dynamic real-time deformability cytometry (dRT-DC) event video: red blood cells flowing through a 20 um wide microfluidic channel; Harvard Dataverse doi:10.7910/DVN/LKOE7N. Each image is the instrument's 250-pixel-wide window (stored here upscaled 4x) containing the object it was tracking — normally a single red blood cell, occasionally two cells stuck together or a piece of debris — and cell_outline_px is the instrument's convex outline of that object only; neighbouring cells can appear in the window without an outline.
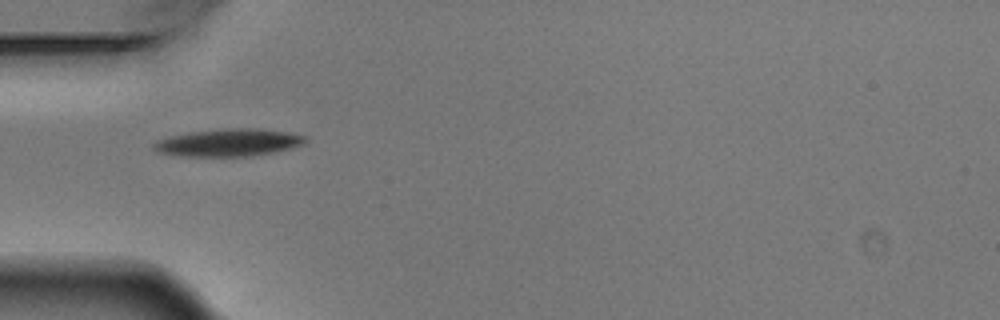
{"species": "Egyptian fruit bat (a non-hibernating species)", "species_latin": "Rousettus aegyptiacus", "temperature_condition": "warm", "stored_images_in_passage": 2, "camera_frame_rate_fps": 3000, "um_per_image_px": 0.085, "animal": {"sex": "male"}, "frame": {"image": 1, "passage_image": 1, "time_ms": 0.0, "image_size_px": [1000, 320], "cell_outline_px": [[308, 140], [304, 144], [292, 148], [272, 152], [248, 156], [180, 156], [160, 152], [152, 148], [152, 144], [156, 140], [188, 132], [220, 128], [260, 128], [288, 132], [308, 136]], "centroid_in_image_um": [19.46, 12.1], "position_along_channel_um": 65.5, "area_um2": 24.45}}
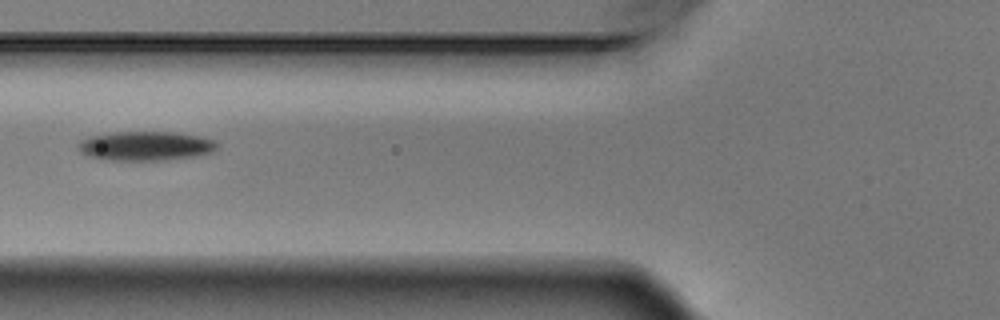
{"frame": {"image": 2, "passage_image": 2, "time_ms": 0.333, "image_size_px": [1000, 320], "cell_outline_px": [[220, 144], [212, 152], [196, 156], [164, 160], [108, 160], [88, 156], [80, 152], [76, 148], [76, 144], [80, 140], [92, 136], [116, 132], [172, 132], [200, 136], [216, 140]], "centroid_in_image_um": [12.38, 12.41], "position_along_channel_um": 113.4, "area_um2": 23.81}}